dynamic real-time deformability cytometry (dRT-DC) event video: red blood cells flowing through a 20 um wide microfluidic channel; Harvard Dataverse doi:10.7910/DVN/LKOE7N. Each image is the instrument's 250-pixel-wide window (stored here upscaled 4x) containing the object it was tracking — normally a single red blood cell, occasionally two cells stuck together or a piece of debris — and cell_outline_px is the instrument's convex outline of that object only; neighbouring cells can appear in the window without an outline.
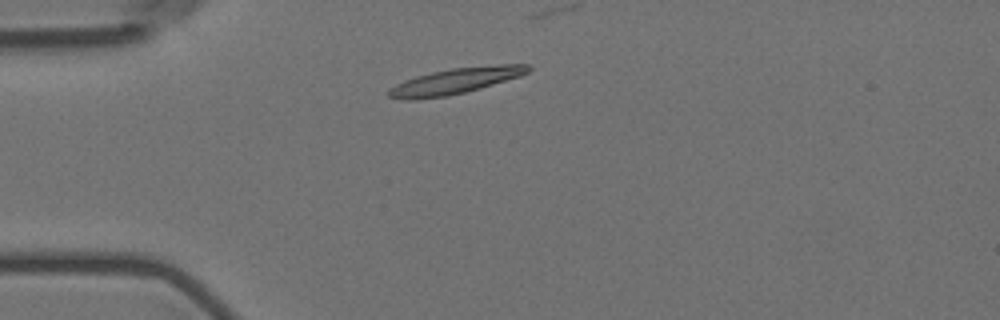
{"species": "Egyptian fruit bat (a non-hibernating species)", "species_latin": "Rousettus aegyptiacus", "temperature_condition": "room temperature", "stored_images_in_passage": 11, "camera_frame_rate_fps": 3000, "um_per_image_px": 0.085, "animal": {"sex": "female"}, "frame": {"image": 1, "passage_image": 2, "time_ms": 0.333, "image_size_px": [1000, 320], "cell_outline_px": [[532, 68], [528, 72], [520, 76], [464, 92], [448, 96], [416, 100], [404, 100], [388, 96], [388, 88], [404, 80], [416, 76], [432, 72], [452, 68], [496, 64], [528, 64]], "centroid_in_image_um": [38.67, 6.88], "position_along_channel_um": 46.3, "area_um2": 20.98}}
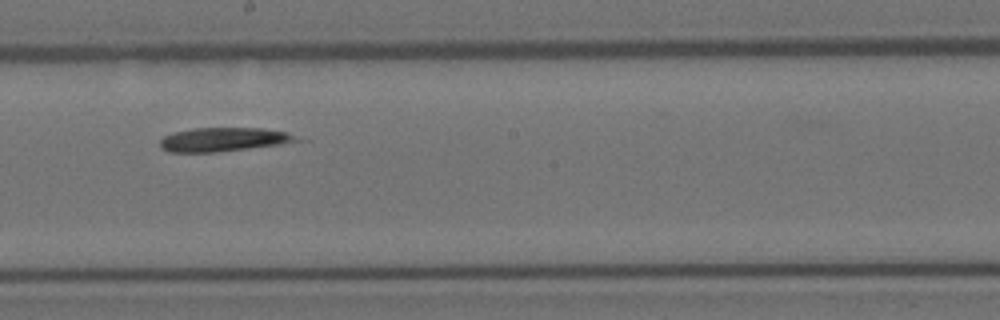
{"frame": {"image": 2, "passage_image": 7, "time_ms": 2.0, "image_size_px": [1000, 320], "cell_outline_px": [[308, 140], [280, 144], [216, 152], [168, 152], [160, 148], [160, 140], [164, 136], [176, 132], [192, 128], [264, 128], [288, 132]], "centroid_in_image_um": [19.06, 11.85], "position_along_channel_um": 229.1, "area_um2": 19.13}}
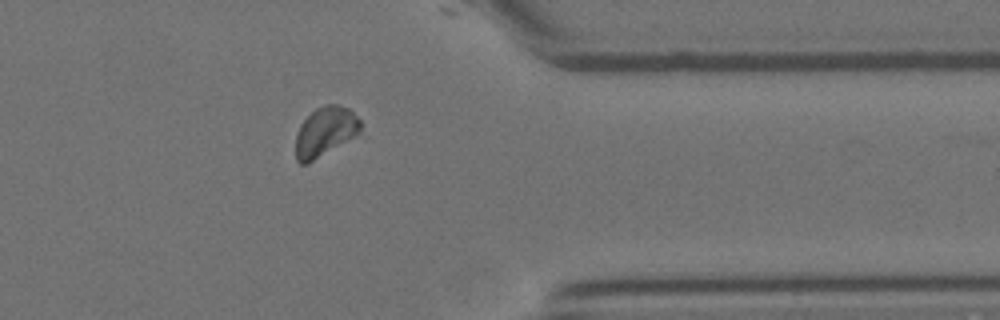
{"frame": {"image": 3, "passage_image": 11, "time_ms": 3.333, "image_size_px": [1000, 320], "cell_outline_px": [[360, 132], [308, 164], [300, 164], [296, 160], [296, 136], [300, 124], [316, 108], [324, 104], [336, 104], [348, 108], [360, 120]], "centroid_in_image_um": [27.61, 11.19], "position_along_channel_um": 383.8, "area_um2": 18.38}}